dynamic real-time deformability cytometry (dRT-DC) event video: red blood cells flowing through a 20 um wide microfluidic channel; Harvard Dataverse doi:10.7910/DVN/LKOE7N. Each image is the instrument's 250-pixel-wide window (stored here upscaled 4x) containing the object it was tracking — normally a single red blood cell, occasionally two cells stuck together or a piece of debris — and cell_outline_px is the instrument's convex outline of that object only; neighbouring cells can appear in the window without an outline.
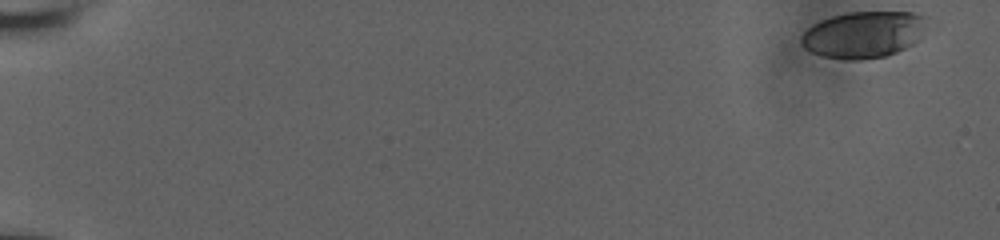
{"species": "human", "species_latin": "Homo sapiens", "temperature_condition": "room temperature", "stored_images_in_passage": 20, "camera_frame_rate_fps": 3000, "um_per_image_px": 0.085, "donor": {"sex": "male"}, "frame": {"image": 1, "passage_image": 1, "time_ms": 0.0, "image_size_px": [1000, 240], "cell_outline_px": [[928, 16], [924, 28], [912, 44], [896, 52], [884, 56], [860, 60], [848, 60], [820, 56], [804, 48], [800, 44], [800, 36], [812, 24], [820, 20], [832, 16], [848, 12], [912, 12]], "centroid_in_image_um": [73.35, 2.93], "position_along_channel_um": 11.6, "area_um2": 34.1}}
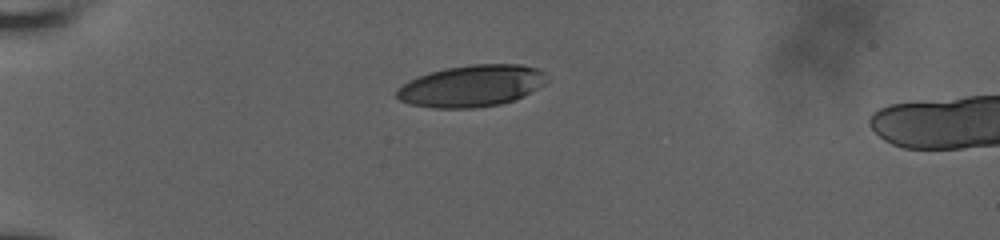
{"frame": {"image": 2, "passage_image": 16, "time_ms": 5.0, "image_size_px": [1000, 240], "cell_outline_px": [[548, 80], [544, 84], [524, 96], [500, 104], [472, 108], [436, 108], [408, 104], [400, 100], [396, 96], [396, 88], [408, 80], [428, 72], [444, 68], [472, 64], [520, 64], [536, 68], [544, 72]], "centroid_in_image_um": [40.05, 7.3], "position_along_channel_um": 45.0, "area_um2": 36.65}}